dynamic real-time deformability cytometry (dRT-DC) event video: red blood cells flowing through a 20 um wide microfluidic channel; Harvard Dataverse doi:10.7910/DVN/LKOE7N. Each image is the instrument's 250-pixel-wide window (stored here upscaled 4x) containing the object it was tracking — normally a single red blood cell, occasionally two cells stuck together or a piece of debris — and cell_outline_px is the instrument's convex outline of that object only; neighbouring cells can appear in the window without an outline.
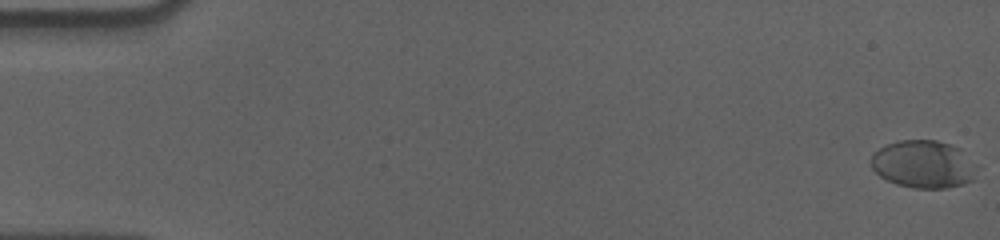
{"species": "human", "species_latin": "Homo sapiens", "temperature_condition": "cold", "stored_images_in_passage": 58, "camera_frame_rate_fps": 3000, "um_per_image_px": 0.085, "donor": {"sex": "male"}, "frame": {"image": 1, "passage_image": 1, "time_ms": 0.0, "image_size_px": [1000, 240], "cell_outline_px": [[976, 168], [972, 180], [964, 184], [944, 188], [912, 188], [896, 184], [880, 176], [872, 168], [872, 156], [880, 148], [888, 144], [900, 140], [936, 140], [960, 148], [976, 164]], "centroid_in_image_um": [78.51, 13.96], "position_along_channel_um": 6.5, "area_um2": 29.19}}
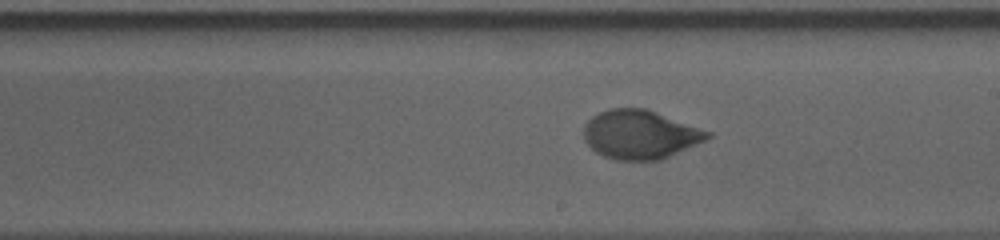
{"frame": {"image": 2, "passage_image": 34, "time_ms": 11.0, "image_size_px": [1000, 240], "cell_outline_px": [[712, 136], [696, 144], [660, 160], [616, 160], [604, 156], [596, 152], [584, 140], [584, 124], [592, 116], [608, 108], [644, 108], [712, 132]], "centroid_in_image_um": [54.38, 11.43], "position_along_channel_um": 234.6, "area_um2": 34.91}}
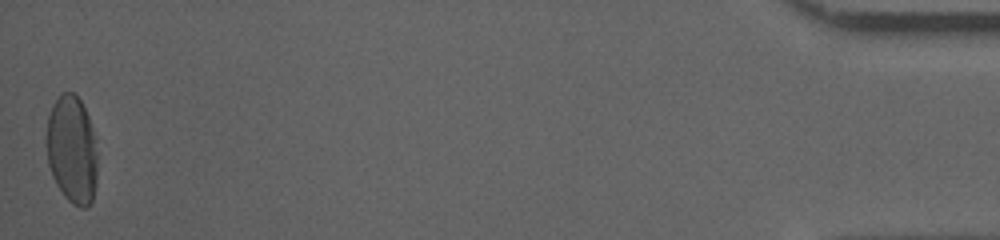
{"frame": {"image": 3, "passage_image": 58, "time_ms": 19.0, "image_size_px": [1000, 240], "cell_outline_px": [[96, 184], [92, 200], [88, 208], [80, 208], [72, 204], [64, 196], [56, 184], [52, 176], [48, 164], [48, 116], [52, 104], [64, 92], [76, 92], [88, 116], [92, 128], [96, 156]], "centroid_in_image_um": [6.12, 12.75], "position_along_channel_um": 429.1, "area_um2": 31.73}, "authors_computed_cell_mechanics": {"area_um2": 32.7437, "velocity_mm_per_s": 3.5784, "shape_relaxation_time_tau1_ms": 5.1011, "shape_relaxation_time_tau2_ms": null, "deformation_change_tau1": 0.1752, "deformation_change_tau2": null}}